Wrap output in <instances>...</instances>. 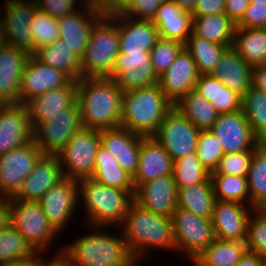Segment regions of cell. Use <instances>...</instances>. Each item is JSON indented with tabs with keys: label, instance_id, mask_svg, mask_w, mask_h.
<instances>
[{
	"label": "cell",
	"instance_id": "44",
	"mask_svg": "<svg viewBox=\"0 0 266 266\" xmlns=\"http://www.w3.org/2000/svg\"><path fill=\"white\" fill-rule=\"evenodd\" d=\"M173 176L179 189L205 182L210 172L204 168L195 152L173 161Z\"/></svg>",
	"mask_w": 266,
	"mask_h": 266
},
{
	"label": "cell",
	"instance_id": "9",
	"mask_svg": "<svg viewBox=\"0 0 266 266\" xmlns=\"http://www.w3.org/2000/svg\"><path fill=\"white\" fill-rule=\"evenodd\" d=\"M100 146L99 130L82 127L57 155L65 178H91L95 157Z\"/></svg>",
	"mask_w": 266,
	"mask_h": 266
},
{
	"label": "cell",
	"instance_id": "32",
	"mask_svg": "<svg viewBox=\"0 0 266 266\" xmlns=\"http://www.w3.org/2000/svg\"><path fill=\"white\" fill-rule=\"evenodd\" d=\"M192 17L194 35L221 45L233 46L236 24L225 13Z\"/></svg>",
	"mask_w": 266,
	"mask_h": 266
},
{
	"label": "cell",
	"instance_id": "13",
	"mask_svg": "<svg viewBox=\"0 0 266 266\" xmlns=\"http://www.w3.org/2000/svg\"><path fill=\"white\" fill-rule=\"evenodd\" d=\"M44 155L34 141L0 155V196L13 197Z\"/></svg>",
	"mask_w": 266,
	"mask_h": 266
},
{
	"label": "cell",
	"instance_id": "22",
	"mask_svg": "<svg viewBox=\"0 0 266 266\" xmlns=\"http://www.w3.org/2000/svg\"><path fill=\"white\" fill-rule=\"evenodd\" d=\"M107 12L118 23L120 53L149 52L160 38L152 20L120 15L114 8Z\"/></svg>",
	"mask_w": 266,
	"mask_h": 266
},
{
	"label": "cell",
	"instance_id": "10",
	"mask_svg": "<svg viewBox=\"0 0 266 266\" xmlns=\"http://www.w3.org/2000/svg\"><path fill=\"white\" fill-rule=\"evenodd\" d=\"M81 128L80 108L76 101L64 112L38 123L33 128V141L44 154L58 155Z\"/></svg>",
	"mask_w": 266,
	"mask_h": 266
},
{
	"label": "cell",
	"instance_id": "42",
	"mask_svg": "<svg viewBox=\"0 0 266 266\" xmlns=\"http://www.w3.org/2000/svg\"><path fill=\"white\" fill-rule=\"evenodd\" d=\"M36 254L37 252L11 224L0 231V266L32 258Z\"/></svg>",
	"mask_w": 266,
	"mask_h": 266
},
{
	"label": "cell",
	"instance_id": "43",
	"mask_svg": "<svg viewBox=\"0 0 266 266\" xmlns=\"http://www.w3.org/2000/svg\"><path fill=\"white\" fill-rule=\"evenodd\" d=\"M210 177L216 200L233 201L250 206L246 177L236 175H210Z\"/></svg>",
	"mask_w": 266,
	"mask_h": 266
},
{
	"label": "cell",
	"instance_id": "23",
	"mask_svg": "<svg viewBox=\"0 0 266 266\" xmlns=\"http://www.w3.org/2000/svg\"><path fill=\"white\" fill-rule=\"evenodd\" d=\"M177 198L178 188L173 175L140 184L134 194V201L142 208L170 217L177 208Z\"/></svg>",
	"mask_w": 266,
	"mask_h": 266
},
{
	"label": "cell",
	"instance_id": "27",
	"mask_svg": "<svg viewBox=\"0 0 266 266\" xmlns=\"http://www.w3.org/2000/svg\"><path fill=\"white\" fill-rule=\"evenodd\" d=\"M173 175V160L164 147L152 136L143 137L138 167L132 176L135 189L161 176Z\"/></svg>",
	"mask_w": 266,
	"mask_h": 266
},
{
	"label": "cell",
	"instance_id": "41",
	"mask_svg": "<svg viewBox=\"0 0 266 266\" xmlns=\"http://www.w3.org/2000/svg\"><path fill=\"white\" fill-rule=\"evenodd\" d=\"M250 206L258 208L266 201V142L254 150L247 173Z\"/></svg>",
	"mask_w": 266,
	"mask_h": 266
},
{
	"label": "cell",
	"instance_id": "52",
	"mask_svg": "<svg viewBox=\"0 0 266 266\" xmlns=\"http://www.w3.org/2000/svg\"><path fill=\"white\" fill-rule=\"evenodd\" d=\"M236 28H266V4L249 3Z\"/></svg>",
	"mask_w": 266,
	"mask_h": 266
},
{
	"label": "cell",
	"instance_id": "8",
	"mask_svg": "<svg viewBox=\"0 0 266 266\" xmlns=\"http://www.w3.org/2000/svg\"><path fill=\"white\" fill-rule=\"evenodd\" d=\"M176 251L186 254L191 262L215 239L211 218L176 208L171 216Z\"/></svg>",
	"mask_w": 266,
	"mask_h": 266
},
{
	"label": "cell",
	"instance_id": "59",
	"mask_svg": "<svg viewBox=\"0 0 266 266\" xmlns=\"http://www.w3.org/2000/svg\"><path fill=\"white\" fill-rule=\"evenodd\" d=\"M41 266H70L68 261L59 253L54 258L46 260L41 258Z\"/></svg>",
	"mask_w": 266,
	"mask_h": 266
},
{
	"label": "cell",
	"instance_id": "28",
	"mask_svg": "<svg viewBox=\"0 0 266 266\" xmlns=\"http://www.w3.org/2000/svg\"><path fill=\"white\" fill-rule=\"evenodd\" d=\"M77 101V80H71L66 86L48 90L43 95L30 99L26 104L32 127L49 119L52 115L64 112Z\"/></svg>",
	"mask_w": 266,
	"mask_h": 266
},
{
	"label": "cell",
	"instance_id": "1",
	"mask_svg": "<svg viewBox=\"0 0 266 266\" xmlns=\"http://www.w3.org/2000/svg\"><path fill=\"white\" fill-rule=\"evenodd\" d=\"M94 228V229H93ZM109 226H92V233L65 243L59 253L70 266H138L139 263L126 243L122 231L119 236L105 232Z\"/></svg>",
	"mask_w": 266,
	"mask_h": 266
},
{
	"label": "cell",
	"instance_id": "15",
	"mask_svg": "<svg viewBox=\"0 0 266 266\" xmlns=\"http://www.w3.org/2000/svg\"><path fill=\"white\" fill-rule=\"evenodd\" d=\"M209 131L219 140L224 154L255 150L261 143L253 134L243 110L219 114Z\"/></svg>",
	"mask_w": 266,
	"mask_h": 266
},
{
	"label": "cell",
	"instance_id": "50",
	"mask_svg": "<svg viewBox=\"0 0 266 266\" xmlns=\"http://www.w3.org/2000/svg\"><path fill=\"white\" fill-rule=\"evenodd\" d=\"M164 0H121L114 8L120 15L152 20Z\"/></svg>",
	"mask_w": 266,
	"mask_h": 266
},
{
	"label": "cell",
	"instance_id": "57",
	"mask_svg": "<svg viewBox=\"0 0 266 266\" xmlns=\"http://www.w3.org/2000/svg\"><path fill=\"white\" fill-rule=\"evenodd\" d=\"M10 224V198L0 196V231Z\"/></svg>",
	"mask_w": 266,
	"mask_h": 266
},
{
	"label": "cell",
	"instance_id": "64",
	"mask_svg": "<svg viewBox=\"0 0 266 266\" xmlns=\"http://www.w3.org/2000/svg\"><path fill=\"white\" fill-rule=\"evenodd\" d=\"M253 4H266V0H250Z\"/></svg>",
	"mask_w": 266,
	"mask_h": 266
},
{
	"label": "cell",
	"instance_id": "14",
	"mask_svg": "<svg viewBox=\"0 0 266 266\" xmlns=\"http://www.w3.org/2000/svg\"><path fill=\"white\" fill-rule=\"evenodd\" d=\"M39 203L49 223L60 234L80 205L78 180L64 177L41 197Z\"/></svg>",
	"mask_w": 266,
	"mask_h": 266
},
{
	"label": "cell",
	"instance_id": "63",
	"mask_svg": "<svg viewBox=\"0 0 266 266\" xmlns=\"http://www.w3.org/2000/svg\"><path fill=\"white\" fill-rule=\"evenodd\" d=\"M258 209L266 215V201L262 205H260Z\"/></svg>",
	"mask_w": 266,
	"mask_h": 266
},
{
	"label": "cell",
	"instance_id": "34",
	"mask_svg": "<svg viewBox=\"0 0 266 266\" xmlns=\"http://www.w3.org/2000/svg\"><path fill=\"white\" fill-rule=\"evenodd\" d=\"M233 47L252 68L266 64V28H235Z\"/></svg>",
	"mask_w": 266,
	"mask_h": 266
},
{
	"label": "cell",
	"instance_id": "25",
	"mask_svg": "<svg viewBox=\"0 0 266 266\" xmlns=\"http://www.w3.org/2000/svg\"><path fill=\"white\" fill-rule=\"evenodd\" d=\"M30 54L12 45L0 46V104H18L24 67Z\"/></svg>",
	"mask_w": 266,
	"mask_h": 266
},
{
	"label": "cell",
	"instance_id": "45",
	"mask_svg": "<svg viewBox=\"0 0 266 266\" xmlns=\"http://www.w3.org/2000/svg\"><path fill=\"white\" fill-rule=\"evenodd\" d=\"M30 25L33 34V54L39 48L49 46L60 38L58 18H54L46 12L36 9Z\"/></svg>",
	"mask_w": 266,
	"mask_h": 266
},
{
	"label": "cell",
	"instance_id": "40",
	"mask_svg": "<svg viewBox=\"0 0 266 266\" xmlns=\"http://www.w3.org/2000/svg\"><path fill=\"white\" fill-rule=\"evenodd\" d=\"M242 110L253 134L266 142V93L251 85L242 96Z\"/></svg>",
	"mask_w": 266,
	"mask_h": 266
},
{
	"label": "cell",
	"instance_id": "62",
	"mask_svg": "<svg viewBox=\"0 0 266 266\" xmlns=\"http://www.w3.org/2000/svg\"><path fill=\"white\" fill-rule=\"evenodd\" d=\"M82 2V0H80ZM81 5H97V0H83Z\"/></svg>",
	"mask_w": 266,
	"mask_h": 266
},
{
	"label": "cell",
	"instance_id": "46",
	"mask_svg": "<svg viewBox=\"0 0 266 266\" xmlns=\"http://www.w3.org/2000/svg\"><path fill=\"white\" fill-rule=\"evenodd\" d=\"M184 48V44L170 39L159 38L149 51L153 70L157 78L170 67L176 56Z\"/></svg>",
	"mask_w": 266,
	"mask_h": 266
},
{
	"label": "cell",
	"instance_id": "47",
	"mask_svg": "<svg viewBox=\"0 0 266 266\" xmlns=\"http://www.w3.org/2000/svg\"><path fill=\"white\" fill-rule=\"evenodd\" d=\"M196 154L204 168L211 173L223 157L224 152L217 137L209 130H203L197 139Z\"/></svg>",
	"mask_w": 266,
	"mask_h": 266
},
{
	"label": "cell",
	"instance_id": "2",
	"mask_svg": "<svg viewBox=\"0 0 266 266\" xmlns=\"http://www.w3.org/2000/svg\"><path fill=\"white\" fill-rule=\"evenodd\" d=\"M123 91L109 77L77 80L82 127L102 130L120 126Z\"/></svg>",
	"mask_w": 266,
	"mask_h": 266
},
{
	"label": "cell",
	"instance_id": "65",
	"mask_svg": "<svg viewBox=\"0 0 266 266\" xmlns=\"http://www.w3.org/2000/svg\"><path fill=\"white\" fill-rule=\"evenodd\" d=\"M3 43V38H2V34H1V25H0V46L2 45Z\"/></svg>",
	"mask_w": 266,
	"mask_h": 266
},
{
	"label": "cell",
	"instance_id": "20",
	"mask_svg": "<svg viewBox=\"0 0 266 266\" xmlns=\"http://www.w3.org/2000/svg\"><path fill=\"white\" fill-rule=\"evenodd\" d=\"M33 140V127L24 104H0V155Z\"/></svg>",
	"mask_w": 266,
	"mask_h": 266
},
{
	"label": "cell",
	"instance_id": "33",
	"mask_svg": "<svg viewBox=\"0 0 266 266\" xmlns=\"http://www.w3.org/2000/svg\"><path fill=\"white\" fill-rule=\"evenodd\" d=\"M91 178L103 185L128 190L133 195L135 194L132 175L122 169L116 158L101 145L96 152L95 168Z\"/></svg>",
	"mask_w": 266,
	"mask_h": 266
},
{
	"label": "cell",
	"instance_id": "55",
	"mask_svg": "<svg viewBox=\"0 0 266 266\" xmlns=\"http://www.w3.org/2000/svg\"><path fill=\"white\" fill-rule=\"evenodd\" d=\"M252 85L266 93V64L252 68Z\"/></svg>",
	"mask_w": 266,
	"mask_h": 266
},
{
	"label": "cell",
	"instance_id": "31",
	"mask_svg": "<svg viewBox=\"0 0 266 266\" xmlns=\"http://www.w3.org/2000/svg\"><path fill=\"white\" fill-rule=\"evenodd\" d=\"M195 91L202 95L219 114L242 110V96L223 85L212 74H201Z\"/></svg>",
	"mask_w": 266,
	"mask_h": 266
},
{
	"label": "cell",
	"instance_id": "49",
	"mask_svg": "<svg viewBox=\"0 0 266 266\" xmlns=\"http://www.w3.org/2000/svg\"><path fill=\"white\" fill-rule=\"evenodd\" d=\"M254 150L224 154L210 175L247 176Z\"/></svg>",
	"mask_w": 266,
	"mask_h": 266
},
{
	"label": "cell",
	"instance_id": "7",
	"mask_svg": "<svg viewBox=\"0 0 266 266\" xmlns=\"http://www.w3.org/2000/svg\"><path fill=\"white\" fill-rule=\"evenodd\" d=\"M10 224L37 253L48 250L59 234L49 223L39 201L10 199Z\"/></svg>",
	"mask_w": 266,
	"mask_h": 266
},
{
	"label": "cell",
	"instance_id": "26",
	"mask_svg": "<svg viewBox=\"0 0 266 266\" xmlns=\"http://www.w3.org/2000/svg\"><path fill=\"white\" fill-rule=\"evenodd\" d=\"M64 178L57 155L44 154L33 171L22 182L18 192L10 199L39 201L54 185Z\"/></svg>",
	"mask_w": 266,
	"mask_h": 266
},
{
	"label": "cell",
	"instance_id": "53",
	"mask_svg": "<svg viewBox=\"0 0 266 266\" xmlns=\"http://www.w3.org/2000/svg\"><path fill=\"white\" fill-rule=\"evenodd\" d=\"M225 0H198L192 16L224 13Z\"/></svg>",
	"mask_w": 266,
	"mask_h": 266
},
{
	"label": "cell",
	"instance_id": "66",
	"mask_svg": "<svg viewBox=\"0 0 266 266\" xmlns=\"http://www.w3.org/2000/svg\"><path fill=\"white\" fill-rule=\"evenodd\" d=\"M263 258H264V266H266V256H264Z\"/></svg>",
	"mask_w": 266,
	"mask_h": 266
},
{
	"label": "cell",
	"instance_id": "38",
	"mask_svg": "<svg viewBox=\"0 0 266 266\" xmlns=\"http://www.w3.org/2000/svg\"><path fill=\"white\" fill-rule=\"evenodd\" d=\"M174 107L201 131L209 130L219 116L211 102L195 90L188 92Z\"/></svg>",
	"mask_w": 266,
	"mask_h": 266
},
{
	"label": "cell",
	"instance_id": "16",
	"mask_svg": "<svg viewBox=\"0 0 266 266\" xmlns=\"http://www.w3.org/2000/svg\"><path fill=\"white\" fill-rule=\"evenodd\" d=\"M111 78L123 93L158 82L149 52L119 53Z\"/></svg>",
	"mask_w": 266,
	"mask_h": 266
},
{
	"label": "cell",
	"instance_id": "37",
	"mask_svg": "<svg viewBox=\"0 0 266 266\" xmlns=\"http://www.w3.org/2000/svg\"><path fill=\"white\" fill-rule=\"evenodd\" d=\"M246 250L245 242L215 238L192 262L195 266H236Z\"/></svg>",
	"mask_w": 266,
	"mask_h": 266
},
{
	"label": "cell",
	"instance_id": "51",
	"mask_svg": "<svg viewBox=\"0 0 266 266\" xmlns=\"http://www.w3.org/2000/svg\"><path fill=\"white\" fill-rule=\"evenodd\" d=\"M37 9L46 12L54 18H61L77 12L78 0H34Z\"/></svg>",
	"mask_w": 266,
	"mask_h": 266
},
{
	"label": "cell",
	"instance_id": "3",
	"mask_svg": "<svg viewBox=\"0 0 266 266\" xmlns=\"http://www.w3.org/2000/svg\"><path fill=\"white\" fill-rule=\"evenodd\" d=\"M121 225L123 237L138 262L145 260L152 248L176 249L170 216L148 211L133 201Z\"/></svg>",
	"mask_w": 266,
	"mask_h": 266
},
{
	"label": "cell",
	"instance_id": "21",
	"mask_svg": "<svg viewBox=\"0 0 266 266\" xmlns=\"http://www.w3.org/2000/svg\"><path fill=\"white\" fill-rule=\"evenodd\" d=\"M199 75L193 57L183 48L166 72L158 78V83L167 99L175 105L188 92L195 90Z\"/></svg>",
	"mask_w": 266,
	"mask_h": 266
},
{
	"label": "cell",
	"instance_id": "58",
	"mask_svg": "<svg viewBox=\"0 0 266 266\" xmlns=\"http://www.w3.org/2000/svg\"><path fill=\"white\" fill-rule=\"evenodd\" d=\"M41 253H37L35 256L32 258L18 261V262H13L10 264L6 265H1V266H41V257L43 256Z\"/></svg>",
	"mask_w": 266,
	"mask_h": 266
},
{
	"label": "cell",
	"instance_id": "18",
	"mask_svg": "<svg viewBox=\"0 0 266 266\" xmlns=\"http://www.w3.org/2000/svg\"><path fill=\"white\" fill-rule=\"evenodd\" d=\"M82 7V10H77L74 14L58 18L60 39L80 59L86 52L94 24L106 12L98 5H83Z\"/></svg>",
	"mask_w": 266,
	"mask_h": 266
},
{
	"label": "cell",
	"instance_id": "56",
	"mask_svg": "<svg viewBox=\"0 0 266 266\" xmlns=\"http://www.w3.org/2000/svg\"><path fill=\"white\" fill-rule=\"evenodd\" d=\"M236 266H264L262 255L246 250Z\"/></svg>",
	"mask_w": 266,
	"mask_h": 266
},
{
	"label": "cell",
	"instance_id": "60",
	"mask_svg": "<svg viewBox=\"0 0 266 266\" xmlns=\"http://www.w3.org/2000/svg\"><path fill=\"white\" fill-rule=\"evenodd\" d=\"M180 9L193 14L194 8L198 0H174Z\"/></svg>",
	"mask_w": 266,
	"mask_h": 266
},
{
	"label": "cell",
	"instance_id": "29",
	"mask_svg": "<svg viewBox=\"0 0 266 266\" xmlns=\"http://www.w3.org/2000/svg\"><path fill=\"white\" fill-rule=\"evenodd\" d=\"M192 14L183 11L174 0H164L152 19L160 38L186 43L192 34Z\"/></svg>",
	"mask_w": 266,
	"mask_h": 266
},
{
	"label": "cell",
	"instance_id": "39",
	"mask_svg": "<svg viewBox=\"0 0 266 266\" xmlns=\"http://www.w3.org/2000/svg\"><path fill=\"white\" fill-rule=\"evenodd\" d=\"M228 47L230 46L200 38L193 33L184 44V48L193 57L200 75L211 74Z\"/></svg>",
	"mask_w": 266,
	"mask_h": 266
},
{
	"label": "cell",
	"instance_id": "30",
	"mask_svg": "<svg viewBox=\"0 0 266 266\" xmlns=\"http://www.w3.org/2000/svg\"><path fill=\"white\" fill-rule=\"evenodd\" d=\"M219 81L243 96L252 85V67L240 56L237 50L228 47L211 73Z\"/></svg>",
	"mask_w": 266,
	"mask_h": 266
},
{
	"label": "cell",
	"instance_id": "48",
	"mask_svg": "<svg viewBox=\"0 0 266 266\" xmlns=\"http://www.w3.org/2000/svg\"><path fill=\"white\" fill-rule=\"evenodd\" d=\"M247 250L266 256V215L254 208L247 225Z\"/></svg>",
	"mask_w": 266,
	"mask_h": 266
},
{
	"label": "cell",
	"instance_id": "11",
	"mask_svg": "<svg viewBox=\"0 0 266 266\" xmlns=\"http://www.w3.org/2000/svg\"><path fill=\"white\" fill-rule=\"evenodd\" d=\"M4 11H1L0 25L3 43L12 45L33 54V34L30 23L33 21L35 1L6 0Z\"/></svg>",
	"mask_w": 266,
	"mask_h": 266
},
{
	"label": "cell",
	"instance_id": "61",
	"mask_svg": "<svg viewBox=\"0 0 266 266\" xmlns=\"http://www.w3.org/2000/svg\"><path fill=\"white\" fill-rule=\"evenodd\" d=\"M120 2L121 0H97V5L107 11L115 8Z\"/></svg>",
	"mask_w": 266,
	"mask_h": 266
},
{
	"label": "cell",
	"instance_id": "4",
	"mask_svg": "<svg viewBox=\"0 0 266 266\" xmlns=\"http://www.w3.org/2000/svg\"><path fill=\"white\" fill-rule=\"evenodd\" d=\"M174 107L159 83L123 93L120 126L145 137L153 136Z\"/></svg>",
	"mask_w": 266,
	"mask_h": 266
},
{
	"label": "cell",
	"instance_id": "12",
	"mask_svg": "<svg viewBox=\"0 0 266 266\" xmlns=\"http://www.w3.org/2000/svg\"><path fill=\"white\" fill-rule=\"evenodd\" d=\"M201 130L192 125L175 107L164 117L157 132L152 136L175 161L197 149V139Z\"/></svg>",
	"mask_w": 266,
	"mask_h": 266
},
{
	"label": "cell",
	"instance_id": "24",
	"mask_svg": "<svg viewBox=\"0 0 266 266\" xmlns=\"http://www.w3.org/2000/svg\"><path fill=\"white\" fill-rule=\"evenodd\" d=\"M99 134L100 145L116 158L122 169L133 176L138 167L140 145L144 136L122 126L99 130Z\"/></svg>",
	"mask_w": 266,
	"mask_h": 266
},
{
	"label": "cell",
	"instance_id": "36",
	"mask_svg": "<svg viewBox=\"0 0 266 266\" xmlns=\"http://www.w3.org/2000/svg\"><path fill=\"white\" fill-rule=\"evenodd\" d=\"M33 55L42 63L65 72L72 80L81 78V59L60 38L39 48Z\"/></svg>",
	"mask_w": 266,
	"mask_h": 266
},
{
	"label": "cell",
	"instance_id": "19",
	"mask_svg": "<svg viewBox=\"0 0 266 266\" xmlns=\"http://www.w3.org/2000/svg\"><path fill=\"white\" fill-rule=\"evenodd\" d=\"M253 209L238 202L215 200L211 216L215 238L245 242Z\"/></svg>",
	"mask_w": 266,
	"mask_h": 266
},
{
	"label": "cell",
	"instance_id": "35",
	"mask_svg": "<svg viewBox=\"0 0 266 266\" xmlns=\"http://www.w3.org/2000/svg\"><path fill=\"white\" fill-rule=\"evenodd\" d=\"M211 177L205 182L178 189L177 208L211 218L215 202Z\"/></svg>",
	"mask_w": 266,
	"mask_h": 266
},
{
	"label": "cell",
	"instance_id": "5",
	"mask_svg": "<svg viewBox=\"0 0 266 266\" xmlns=\"http://www.w3.org/2000/svg\"><path fill=\"white\" fill-rule=\"evenodd\" d=\"M78 194L79 201L84 203L89 227L121 226L134 201V195L128 190L103 185L93 178L78 180Z\"/></svg>",
	"mask_w": 266,
	"mask_h": 266
},
{
	"label": "cell",
	"instance_id": "17",
	"mask_svg": "<svg viewBox=\"0 0 266 266\" xmlns=\"http://www.w3.org/2000/svg\"><path fill=\"white\" fill-rule=\"evenodd\" d=\"M71 80L65 72L42 63L32 54L22 73L19 103L25 105L30 99L48 90L62 88Z\"/></svg>",
	"mask_w": 266,
	"mask_h": 266
},
{
	"label": "cell",
	"instance_id": "6",
	"mask_svg": "<svg viewBox=\"0 0 266 266\" xmlns=\"http://www.w3.org/2000/svg\"><path fill=\"white\" fill-rule=\"evenodd\" d=\"M119 50L116 20L106 11L94 24L81 59V77H109Z\"/></svg>",
	"mask_w": 266,
	"mask_h": 266
},
{
	"label": "cell",
	"instance_id": "54",
	"mask_svg": "<svg viewBox=\"0 0 266 266\" xmlns=\"http://www.w3.org/2000/svg\"><path fill=\"white\" fill-rule=\"evenodd\" d=\"M250 0H225L224 13L237 24L245 14Z\"/></svg>",
	"mask_w": 266,
	"mask_h": 266
}]
</instances>
